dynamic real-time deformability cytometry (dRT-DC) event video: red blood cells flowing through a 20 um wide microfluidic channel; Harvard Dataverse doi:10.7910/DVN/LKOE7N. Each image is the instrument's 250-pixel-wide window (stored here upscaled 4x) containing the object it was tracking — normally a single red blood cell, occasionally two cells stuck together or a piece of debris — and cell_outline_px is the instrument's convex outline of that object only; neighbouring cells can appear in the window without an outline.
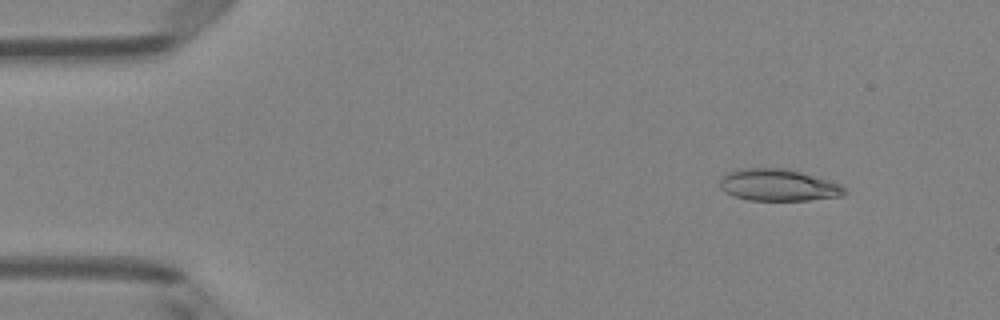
{"species": "Egyptian fruit bat (a non-hibernating species)", "species_latin": "Rousettus aegyptiacus", "temperature_condition": "room temperature", "stored_images_in_passage": 5, "camera_frame_rate_fps": 3000, "um_per_image_px": 0.085, "animal": {"sex": "female"}, "frame": {"image": 1, "passage_image": 2, "time_ms": 0.333, "image_size_px": [1000, 320], "cell_outline_px": [[848, 192], [840, 196], [808, 200], [748, 200], [732, 196], [724, 192], [720, 188], [720, 180], [728, 172], [740, 168], [784, 168], [800, 172], [828, 180], [840, 184]], "centroid_in_image_um": [66.12, 15.73], "position_along_channel_um": 18.9, "area_um2": 23.06}}
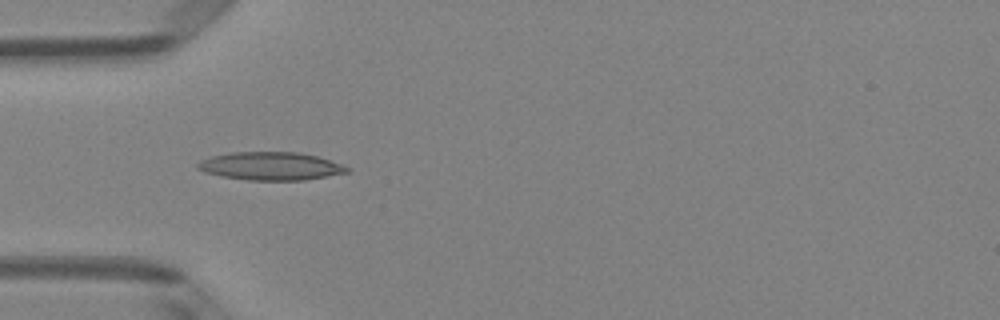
{"frame": {"image": 2, "passage_image": 5, "time_ms": 1.333, "image_size_px": [1000, 320], "cell_outline_px": [[352, 168], [348, 172], [304, 180], [248, 180], [220, 176], [204, 172], [196, 168], [196, 164], [200, 160], [212, 156], [232, 152], [296, 152], [316, 156]], "centroid_in_image_um": [22.96, 14.12], "position_along_channel_um": 62.0, "area_um2": 24.33}}